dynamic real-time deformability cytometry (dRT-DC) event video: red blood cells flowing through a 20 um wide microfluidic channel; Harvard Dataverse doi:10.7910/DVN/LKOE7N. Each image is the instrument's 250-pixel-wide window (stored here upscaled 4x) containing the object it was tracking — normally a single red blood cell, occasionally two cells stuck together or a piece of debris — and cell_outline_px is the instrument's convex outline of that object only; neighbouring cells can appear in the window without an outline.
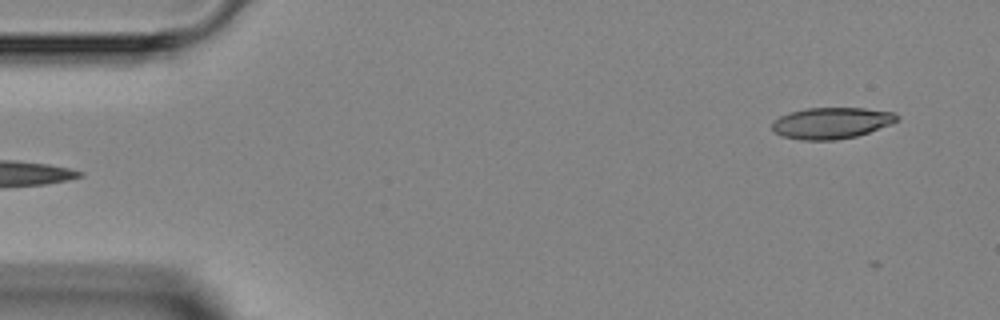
{"species": "Egyptian fruit bat (a non-hibernating species)", "species_latin": "Rousettus aegyptiacus", "temperature_condition": "room temperature", "stored_images_in_passage": 4, "segment_of_instrument_passage": [2, 2], "camera_frame_rate_fps": 3000, "um_per_image_px": 0.085, "animal": {"sex": "female"}, "frame": {"image": 1, "passage_image": 4, "time_ms": 3.333, "image_size_px": [1000, 320], "cell_outline_px": [[900, 120], [892, 124], [856, 136], [836, 140], [800, 140], [780, 136], [772, 132], [772, 120], [788, 112], [804, 108], [864, 108], [892, 112], [900, 116]], "centroid_in_image_um": [70.63, 10.46], "position_along_channel_um": 14.4, "area_um2": 23.12}}